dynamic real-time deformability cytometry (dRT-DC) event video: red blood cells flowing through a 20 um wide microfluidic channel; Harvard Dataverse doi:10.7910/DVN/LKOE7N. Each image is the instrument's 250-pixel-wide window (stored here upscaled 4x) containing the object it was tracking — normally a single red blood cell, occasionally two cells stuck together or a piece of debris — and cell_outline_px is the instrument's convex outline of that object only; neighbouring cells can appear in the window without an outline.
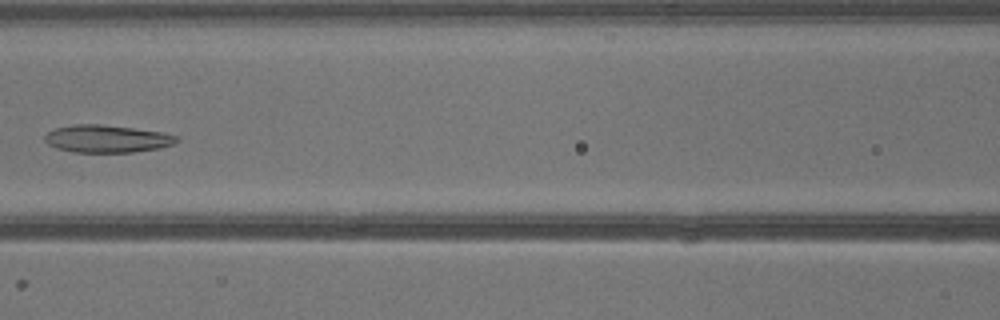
{"species": "common noctule bat (a hibernating species)", "species_latin": "Nyctalus noctula", "temperature_condition": "warm", "stored_images_in_passage": 41, "camera_frame_rate_fps": 3000, "um_per_image_px": 0.085, "animal": {"sex": "male", "body_mass_g": 13.3}, "frame": {"image": 1, "passage_image": 19, "time_ms": 6.0, "image_size_px": [1000, 320], "cell_outline_px": [[180, 140], [172, 144], [160, 148], [132, 152], [72, 152], [56, 148], [48, 144], [44, 140], [44, 136], [48, 132], [56, 128], [72, 124], [100, 124], [132, 128], [160, 132], [180, 136]], "centroid_in_image_um": [9.08, 11.79], "position_along_channel_um": 157.5, "area_um2": 21.15}}
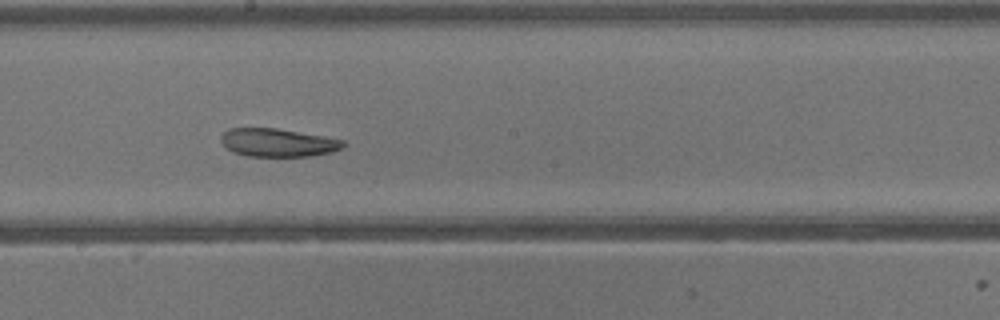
{"frame": {"image": 2, "passage_image": 23, "time_ms": 7.333, "image_size_px": [1000, 320], "cell_outline_px": [[348, 144], [344, 148], [332, 152], [312, 156], [248, 156], [232, 152], [224, 148], [220, 140], [220, 136], [228, 128], [276, 128], [324, 136], [344, 140]], "centroid_in_image_um": [23.62, 12.12], "position_along_channel_um": 224.6, "area_um2": 20.4}}
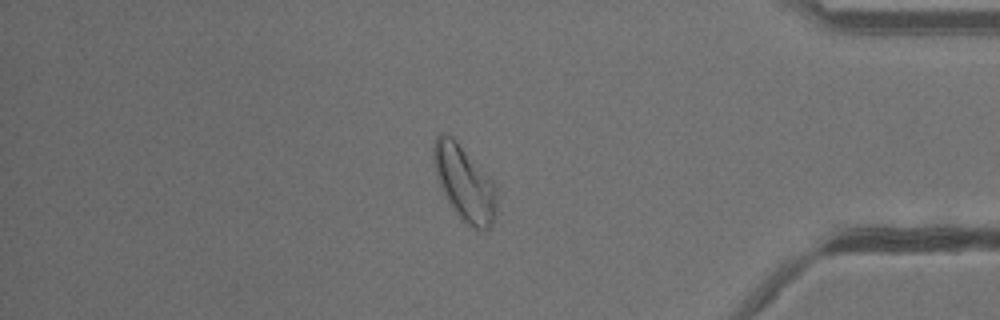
{"frame": {"image": 3, "passage_image": 35, "time_ms": 11.333, "image_size_px": [1000, 320], "cell_outline_px": [[496, 216], [492, 224], [484, 232], [480, 232], [472, 228], [456, 212], [440, 188], [432, 156], [432, 148], [436, 136], [440, 132], [444, 132], [452, 136], [456, 140], [492, 180], [496, 188]], "centroid_in_image_um": [39.47, 15.56], "position_along_channel_um": 395.7, "area_um2": 27.57}}